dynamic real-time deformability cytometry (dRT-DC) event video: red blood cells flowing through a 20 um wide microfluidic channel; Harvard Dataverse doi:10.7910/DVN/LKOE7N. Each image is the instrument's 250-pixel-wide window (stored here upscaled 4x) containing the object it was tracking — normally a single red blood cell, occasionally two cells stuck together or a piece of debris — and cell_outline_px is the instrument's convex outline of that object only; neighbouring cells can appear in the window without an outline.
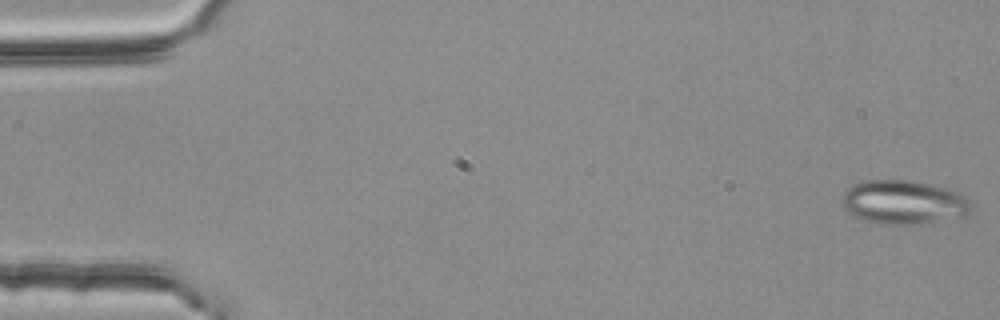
{"species": "common noctule bat (a hibernating species)", "species_latin": "Nyctalus noctula", "temperature_condition": "room temperature", "stored_images_in_passage": 15, "camera_frame_rate_fps": 3000, "um_per_image_px": 0.085, "animal": {"sex": "female", "body_mass_g": 25.1}, "frame": {"image": 1, "passage_image": 1, "time_ms": 0.0, "image_size_px": [1000, 320], "cell_outline_px": [[972, 212], [964, 216], [920, 224], [880, 224], [852, 216], [840, 204], [840, 200], [844, 192], [852, 184], [864, 180], [912, 180], [960, 192], [972, 200]], "centroid_in_image_um": [76.81, 17.19], "position_along_channel_um": 8.2, "area_um2": 33.52}}